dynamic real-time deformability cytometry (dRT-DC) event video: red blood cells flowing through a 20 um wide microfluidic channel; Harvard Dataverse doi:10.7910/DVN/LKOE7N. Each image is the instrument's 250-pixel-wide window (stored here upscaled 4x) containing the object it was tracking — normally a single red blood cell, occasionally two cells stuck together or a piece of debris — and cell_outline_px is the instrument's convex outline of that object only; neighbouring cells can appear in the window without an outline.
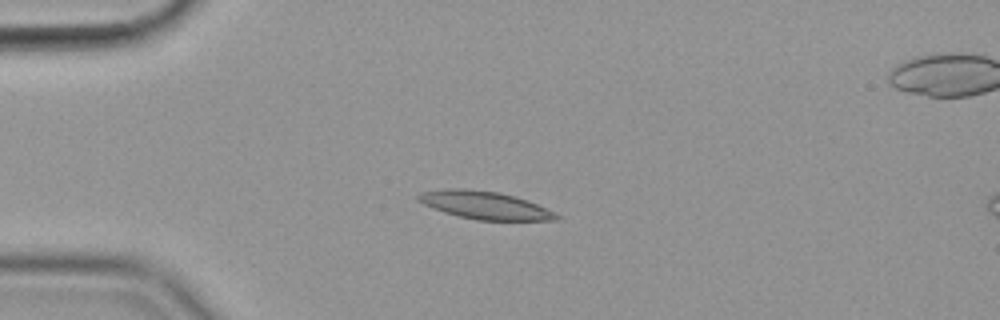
{"species": "common noctule bat (a hibernating species)", "species_latin": "Nyctalus noctula", "temperature_condition": "cold", "stored_images_in_passage": 43, "camera_frame_rate_fps": 3000, "um_per_image_px": 0.085, "animal": {"sex": "female", "body_mass_g": 19.9}, "frame": {"image": 1, "passage_image": 1, "time_ms": 0.0, "image_size_px": [1000, 320], "cell_outline_px": [[564, 216], [560, 220], [476, 220], [444, 212], [432, 208], [416, 200], [416, 196], [420, 192], [448, 188], [464, 188], [500, 192], [516, 196], [536, 204]], "centroid_in_image_um": [41.22, 17.44], "position_along_channel_um": 43.8, "area_um2": 22.54}}
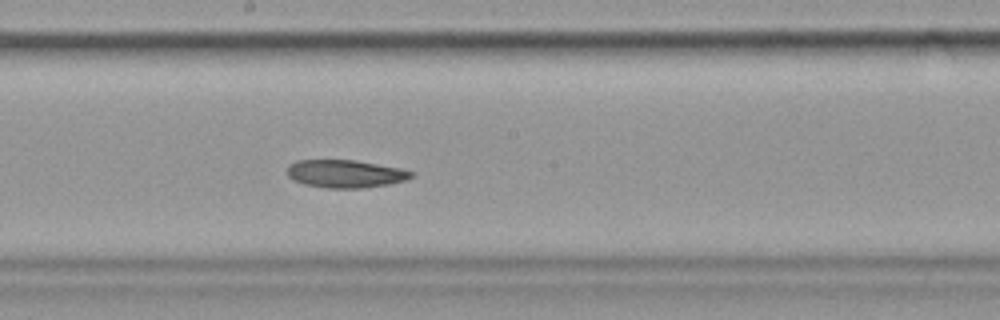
{"frame": {"image": 2, "passage_image": 18, "time_ms": 5.667, "image_size_px": [1000, 320], "cell_outline_px": [[416, 176], [408, 180], [388, 184], [360, 188], [328, 188], [304, 184], [292, 180], [288, 176], [288, 164], [296, 160], [352, 160], [400, 168], [416, 172]], "centroid_in_image_um": [29.38, 14.77], "position_along_channel_um": 218.8, "area_um2": 20.23}}
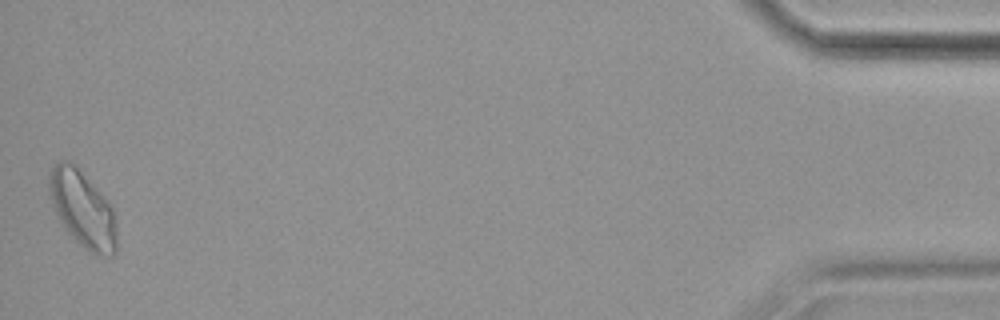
{"frame": {"image": 3, "passage_image": 43, "time_ms": 14.0, "image_size_px": [1000, 320], "cell_outline_px": [[116, 252], [112, 256], [96, 256], [88, 252], [64, 228], [52, 204], [48, 192], [48, 176], [52, 168], [60, 160], [64, 160], [76, 164], [80, 168], [112, 204], [116, 220]], "centroid_in_image_um": [7.04, 17.76], "position_along_channel_um": 428.2, "area_um2": 30.63}}